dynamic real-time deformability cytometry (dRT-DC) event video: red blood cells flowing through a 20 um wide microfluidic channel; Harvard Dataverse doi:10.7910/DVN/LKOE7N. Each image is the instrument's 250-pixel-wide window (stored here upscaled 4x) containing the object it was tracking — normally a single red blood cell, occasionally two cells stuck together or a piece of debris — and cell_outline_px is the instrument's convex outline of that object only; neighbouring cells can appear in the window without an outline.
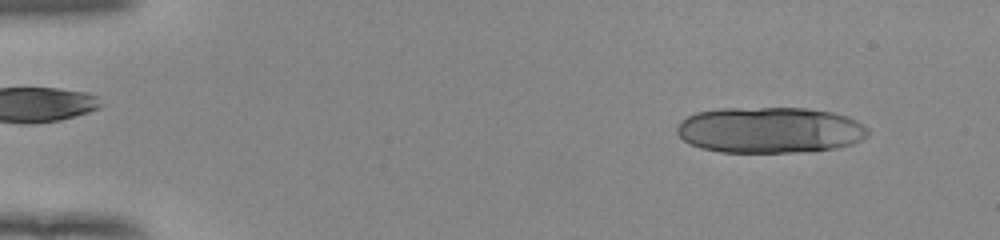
{"species": "human", "species_latin": "Homo sapiens", "temperature_condition": "room temperature", "stored_images_in_passage": 13, "camera_frame_rate_fps": 3000, "um_per_image_px": 0.085, "donor": {"sex": "female"}, "frame": {"image": 1, "passage_image": 1, "time_ms": 0.0, "image_size_px": [1000, 240], "cell_outline_px": [[868, 136], [852, 144], [836, 148], [796, 152], [720, 152], [700, 148], [688, 144], [676, 132], [676, 128], [680, 120], [696, 112], [720, 108], [808, 108], [832, 112], [848, 116], [864, 124], [868, 128]], "centroid_in_image_um": [65.42, 11.05], "position_along_channel_um": 19.6, "area_um2": 51.67}}